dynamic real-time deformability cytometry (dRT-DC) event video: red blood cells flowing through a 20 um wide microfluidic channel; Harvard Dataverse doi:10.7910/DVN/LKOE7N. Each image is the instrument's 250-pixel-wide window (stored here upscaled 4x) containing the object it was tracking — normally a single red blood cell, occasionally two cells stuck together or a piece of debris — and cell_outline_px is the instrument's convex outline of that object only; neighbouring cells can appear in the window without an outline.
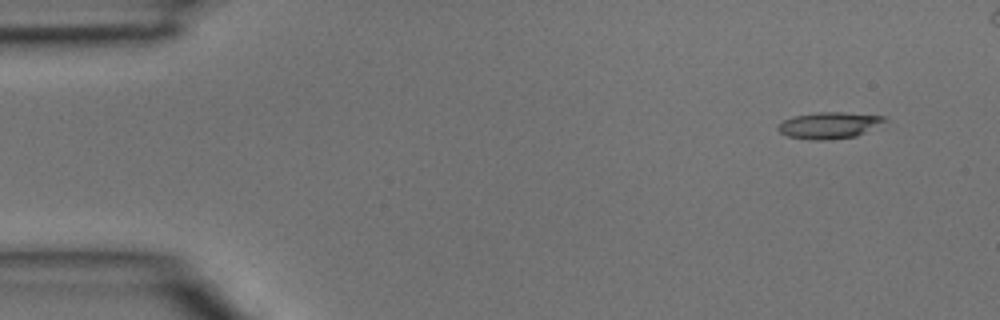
{"species": "common noctule bat (a hibernating species)", "species_latin": "Nyctalus noctula", "temperature_condition": "room temperature", "stored_images_in_passage": 4, "camera_frame_rate_fps": 3000, "um_per_image_px": 0.085, "animal": {"sex": "male", "body_mass_g": 15.6}, "frame": {"image": 1, "passage_image": 1, "time_ms": 0.0, "image_size_px": [1000, 320], "cell_outline_px": [[888, 128], [856, 136], [828, 140], [808, 140], [788, 136], [780, 132], [776, 128], [784, 120], [796, 116], [820, 112], [844, 112], [888, 116]], "centroid_in_image_um": [70.72, 10.66], "position_along_channel_um": 14.3, "area_um2": 17.28}}